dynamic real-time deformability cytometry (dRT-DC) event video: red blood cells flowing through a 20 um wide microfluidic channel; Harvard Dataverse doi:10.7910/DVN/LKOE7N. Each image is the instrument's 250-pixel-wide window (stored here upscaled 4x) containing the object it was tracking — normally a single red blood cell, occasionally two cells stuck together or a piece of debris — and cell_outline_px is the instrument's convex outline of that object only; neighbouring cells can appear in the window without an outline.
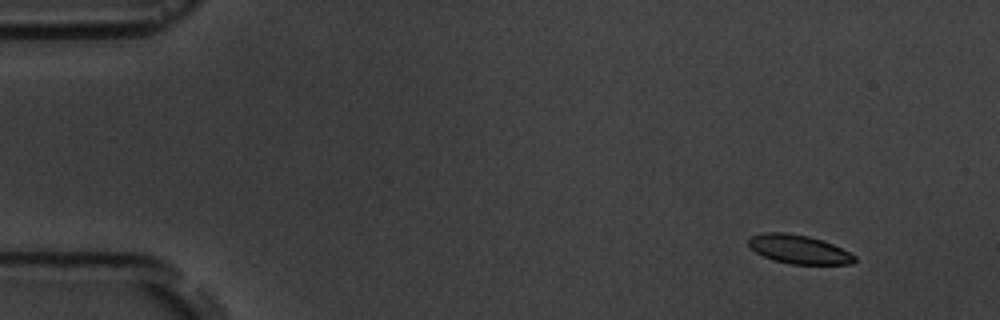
{"species": "common noctule bat (a hibernating species)", "species_latin": "Nyctalus noctula", "temperature_condition": "room temperature", "stored_images_in_passage": 4, "camera_frame_rate_fps": 3000, "um_per_image_px": 0.085, "animal": {"sex": "male", "body_mass_g": 19.5, "forearm_length_mm": 54.6}, "frame": {"image": 1, "passage_image": 2, "time_ms": 1.333, "image_size_px": [1000, 320], "cell_outline_px": [[856, 260], [852, 264], [792, 264], [772, 260], [756, 252], [748, 244], [748, 240], [752, 236], [764, 232], [788, 232], [808, 236], [824, 240], [856, 256]], "centroid_in_image_um": [67.9, 21.19], "position_along_channel_um": 17.1, "area_um2": 17.74}}